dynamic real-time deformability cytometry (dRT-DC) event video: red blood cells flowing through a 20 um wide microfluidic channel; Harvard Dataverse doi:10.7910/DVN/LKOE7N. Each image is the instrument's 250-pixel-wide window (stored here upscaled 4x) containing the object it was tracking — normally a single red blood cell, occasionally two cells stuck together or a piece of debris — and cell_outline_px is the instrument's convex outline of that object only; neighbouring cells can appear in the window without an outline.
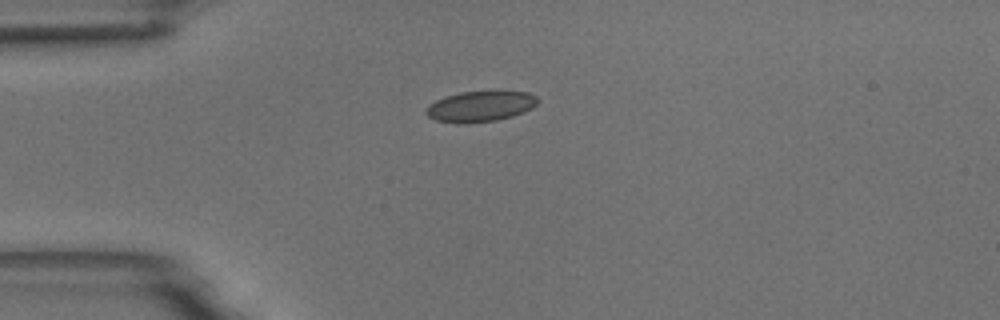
{"species": "common noctule bat (a hibernating species)", "species_latin": "Nyctalus noctula", "temperature_condition": "room temperature", "stored_images_in_passage": 2, "camera_frame_rate_fps": 3000, "um_per_image_px": 0.085, "animal": {"sex": "male", "body_mass_g": 18.8}, "frame": {"image": 1, "passage_image": 1, "time_ms": 0.0, "image_size_px": [1000, 320], "cell_outline_px": [[540, 100], [532, 108], [524, 112], [512, 116], [496, 120], [464, 124], [436, 120], [428, 116], [424, 112], [436, 100], [460, 92], [528, 92], [536, 96]], "centroid_in_image_um": [40.86, 9.05], "position_along_channel_um": 44.1, "area_um2": 19.59}}